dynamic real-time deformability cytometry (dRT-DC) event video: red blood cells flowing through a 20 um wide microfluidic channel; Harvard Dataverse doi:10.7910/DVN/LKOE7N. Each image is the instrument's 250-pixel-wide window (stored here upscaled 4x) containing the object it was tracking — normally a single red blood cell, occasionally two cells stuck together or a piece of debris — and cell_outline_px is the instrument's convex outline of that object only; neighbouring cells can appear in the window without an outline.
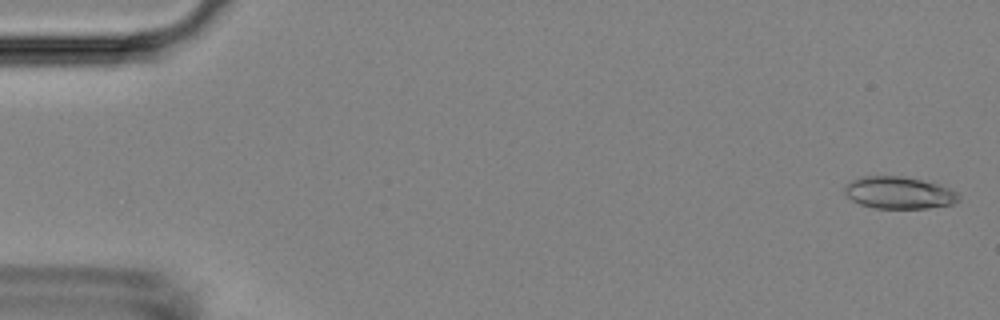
{"species": "Egyptian fruit bat (a non-hibernating species)", "species_latin": "Rousettus aegyptiacus", "temperature_condition": "room temperature", "stored_images_in_passage": 54, "camera_frame_rate_fps": 3000, "um_per_image_px": 0.085, "animal": {"sex": "female"}, "frame": {"image": 1, "passage_image": 2, "time_ms": 0.333, "image_size_px": [1000, 320], "cell_outline_px": [[960, 200], [952, 204], [928, 208], [876, 208], [860, 204], [852, 200], [844, 192], [844, 188], [852, 180], [864, 176], [900, 176], [920, 180], [936, 184], [948, 188], [956, 192], [960, 196]], "centroid_in_image_um": [76.41, 16.39], "position_along_channel_um": 8.6, "area_um2": 21.04}}
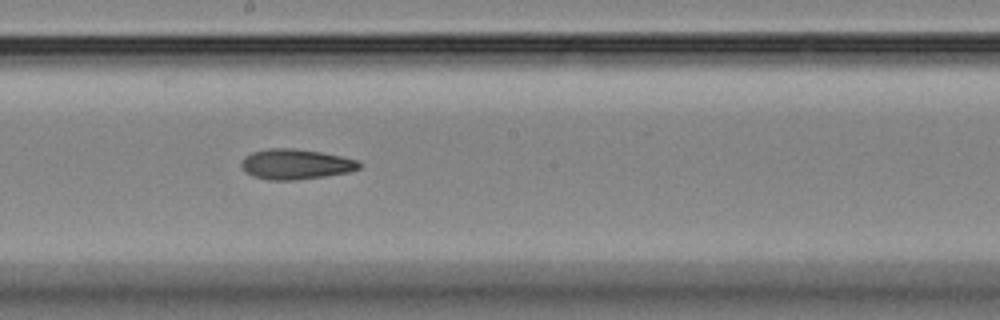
{"frame": {"image": 2, "passage_image": 30, "time_ms": 9.667, "image_size_px": [1000, 320], "cell_outline_px": [[360, 168], [348, 172], [324, 176], [296, 180], [268, 180], [252, 176], [240, 164], [240, 160], [244, 156], [252, 152], [268, 148], [296, 148], [320, 152], [360, 160]], "centroid_in_image_um": [25.12, 13.95], "position_along_channel_um": 223.1, "area_um2": 20.81}}
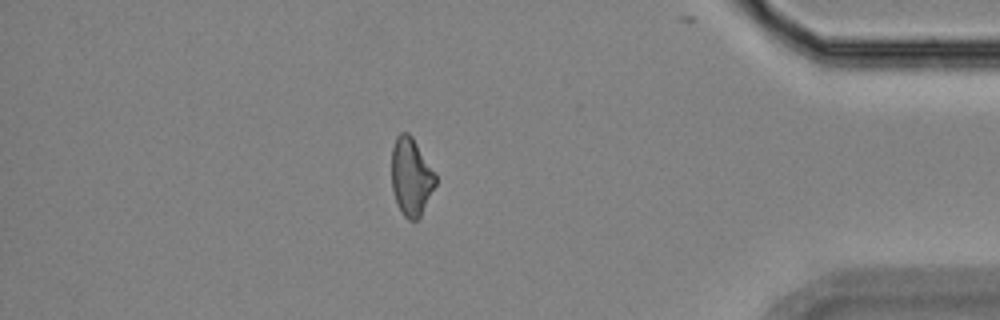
{"frame": {"image": 3, "passage_image": 47, "time_ms": 15.333, "image_size_px": [1000, 320], "cell_outline_px": [[436, 184], [420, 216], [416, 220], [408, 220], [404, 216], [396, 200], [392, 188], [392, 148], [396, 136], [400, 132], [408, 132], [412, 136], [436, 176]], "centroid_in_image_um": [34.93, 15.0], "position_along_channel_um": 400.3, "area_um2": 19.54}, "authors_computed_cell_mechanics": {"area_um2": 20.6635, "velocity_mm_per_s": 3.7359, "shape_relaxation_time_tau1_ms": null, "shape_relaxation_time_tau2_ms": 8.6703, "deformation_change_tau1": null, "deformation_change_tau2": 0.1958}}